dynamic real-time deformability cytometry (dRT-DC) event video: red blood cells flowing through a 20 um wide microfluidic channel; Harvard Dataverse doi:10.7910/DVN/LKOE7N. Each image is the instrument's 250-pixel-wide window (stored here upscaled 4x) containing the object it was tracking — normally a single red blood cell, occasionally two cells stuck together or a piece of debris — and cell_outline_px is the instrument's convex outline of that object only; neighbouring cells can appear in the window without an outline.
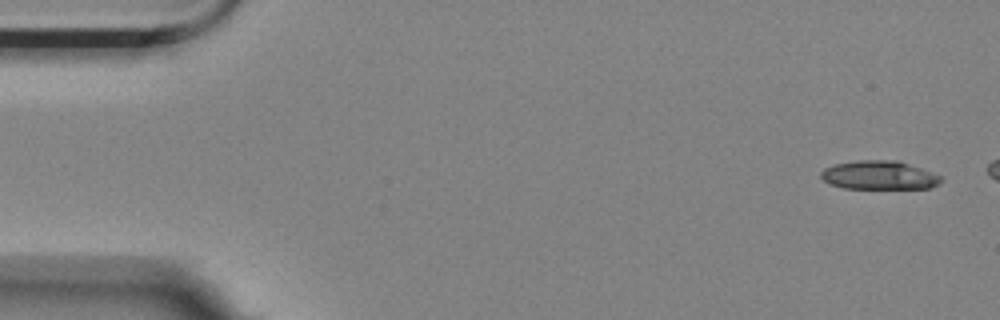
{"species": "Egyptian fruit bat (a non-hibernating species)", "species_latin": "Rousettus aegyptiacus", "temperature_condition": "room temperature", "stored_images_in_passage": 5, "camera_frame_rate_fps": 3000, "um_per_image_px": 0.085, "animal": {"sex": "female"}, "frame": {"image": 1, "passage_image": 1, "time_ms": 0.0, "image_size_px": [1000, 320], "cell_outline_px": [[940, 180], [936, 184], [928, 188], [844, 188], [828, 184], [820, 176], [820, 172], [824, 168], [836, 164], [856, 160], [896, 160], [920, 168], [940, 176]], "centroid_in_image_um": [74.64, 14.89], "position_along_channel_um": 10.4, "area_um2": 19.77}}